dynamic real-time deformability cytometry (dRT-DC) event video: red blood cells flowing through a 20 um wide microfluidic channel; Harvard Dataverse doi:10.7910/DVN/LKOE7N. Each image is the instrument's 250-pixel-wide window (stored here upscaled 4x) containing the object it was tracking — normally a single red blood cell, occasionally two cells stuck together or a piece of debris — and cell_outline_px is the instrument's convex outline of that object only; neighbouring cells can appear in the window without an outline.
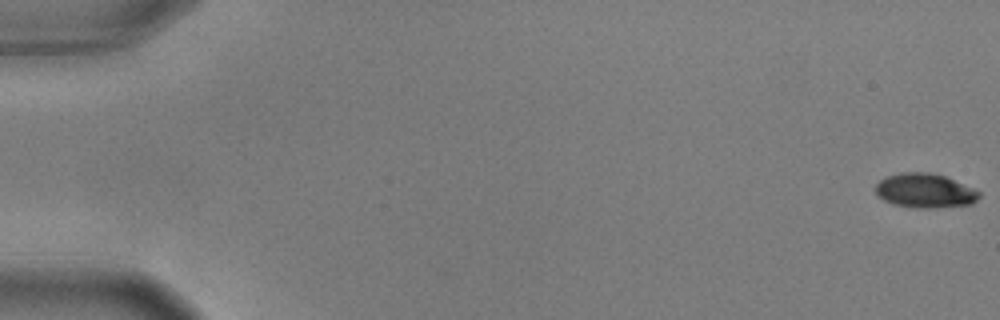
{"species": "common noctule bat (a hibernating species)", "species_latin": "Nyctalus noctula", "temperature_condition": "warm", "stored_images_in_passage": 56, "camera_frame_rate_fps": 3000, "um_per_image_px": 0.085, "animal": {"sex": "male", "body_mass_g": 17.9, "forearm_length_mm": 54.2}, "frame": {"image": 1, "passage_image": 1, "time_ms": 0.0, "image_size_px": [1000, 320], "cell_outline_px": [[980, 196], [972, 204], [932, 208], [916, 208], [892, 204], [876, 196], [876, 184], [880, 180], [888, 176], [904, 172], [928, 172], [944, 176], [972, 188], [980, 192]], "centroid_in_image_um": [78.59, 16.22], "position_along_channel_um": 6.4, "area_um2": 20.58}}
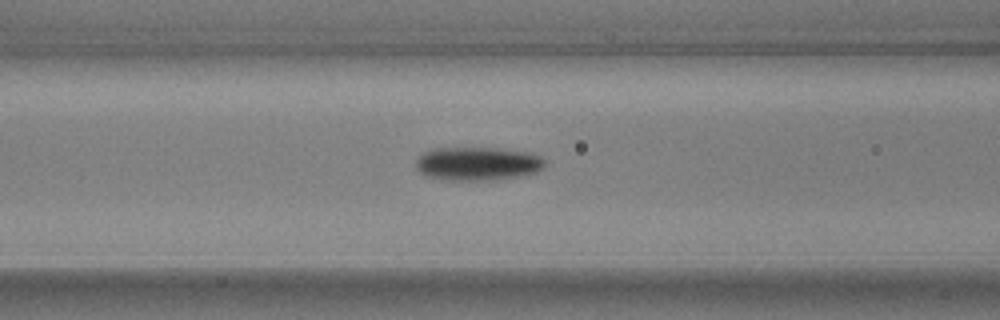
{"frame": {"image": 2, "passage_image": 24, "time_ms": 7.667, "image_size_px": [1000, 320], "cell_outline_px": [[544, 168], [536, 172], [524, 176], [496, 180], [448, 180], [424, 176], [416, 168], [416, 160], [424, 152], [432, 148], [496, 148], [528, 152], [540, 156], [544, 160]], "centroid_in_image_um": [40.6, 13.92], "position_along_channel_um": 126.0, "area_um2": 25.43}}
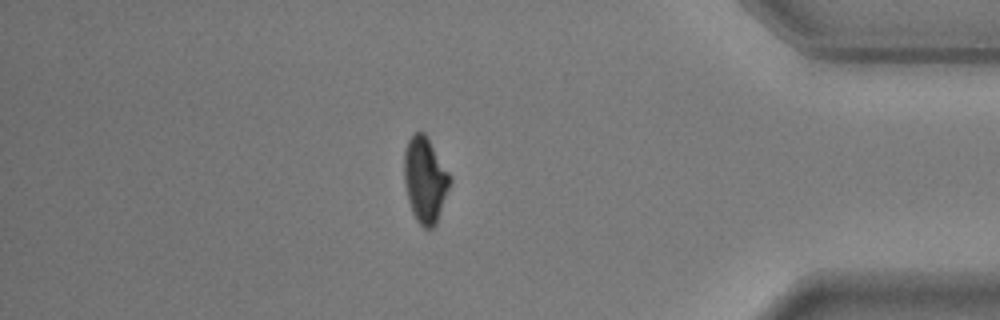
{"frame": {"image": 3, "passage_image": 49, "time_ms": 16.0, "image_size_px": [1000, 320], "cell_outline_px": [[452, 180], [436, 224], [432, 228], [424, 228], [416, 220], [412, 212], [408, 200], [404, 180], [404, 152], [408, 140], [416, 132], [424, 132], [452, 176]], "centroid_in_image_um": [36.14, 15.29], "position_along_channel_um": 399.1, "area_um2": 22.83}, "authors_computed_cell_mechanics": {"area_um2": 23.2934, "velocity_mm_per_s": 3.6508, "shape_relaxation_time_tau1_ms": 2.9154, "shape_relaxation_time_tau2_ms": null, "deformation_change_tau1": 0.1499, "deformation_change_tau2": null}}